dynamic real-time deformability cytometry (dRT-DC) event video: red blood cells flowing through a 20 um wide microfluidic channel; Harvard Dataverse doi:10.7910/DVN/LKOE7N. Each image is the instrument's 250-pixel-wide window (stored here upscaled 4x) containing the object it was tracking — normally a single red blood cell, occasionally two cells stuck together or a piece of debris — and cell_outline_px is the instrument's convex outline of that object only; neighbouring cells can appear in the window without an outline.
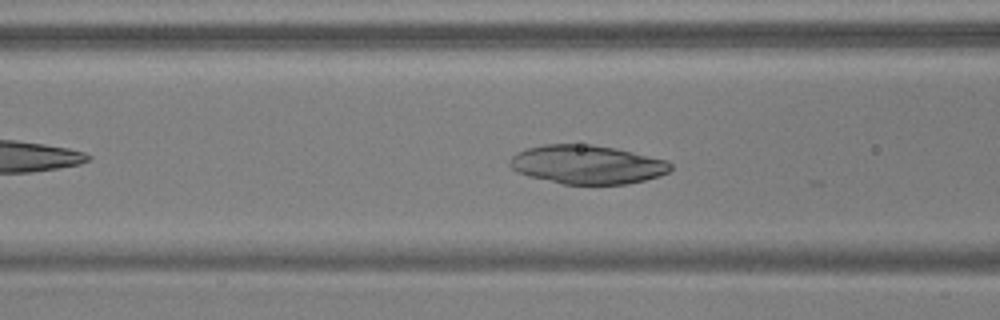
{"species": "common noctule bat (a hibernating species)", "species_latin": "Nyctalus noctula", "temperature_condition": "warm", "stored_images_in_passage": 29, "camera_frame_rate_fps": 3000, "um_per_image_px": 0.085, "animal": {"sex": "male", "body_mass_g": 17.9, "forearm_length_mm": 54.2}, "frame": {"image": 1, "passage_image": 21, "time_ms": 6.667, "image_size_px": [1000, 320], "cell_outline_px": [[672, 168], [668, 172], [660, 176], [628, 184], [564, 184], [528, 176], [516, 172], [508, 164], [508, 160], [516, 152], [528, 148], [544, 144], [592, 144], [632, 152], [668, 160], [672, 164]], "centroid_in_image_um": [49.89, 13.99], "position_along_channel_um": 116.7, "area_um2": 36.41}}
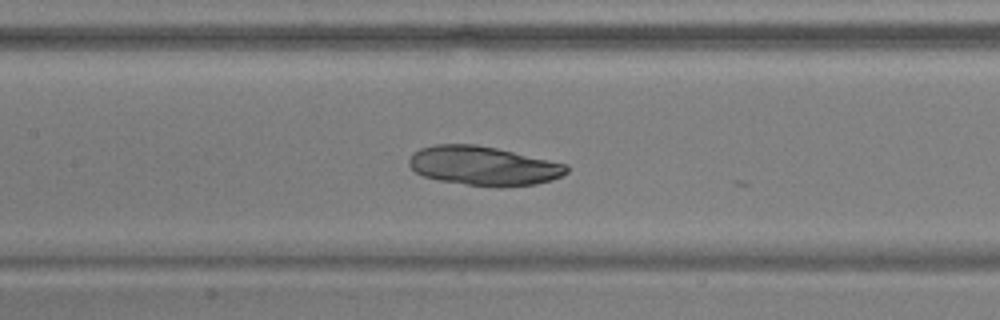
{"frame": {"image": 2, "passage_image": 25, "time_ms": 8.0, "image_size_px": [1000, 320], "cell_outline_px": [[568, 172], [552, 180], [536, 184], [468, 184], [440, 180], [424, 176], [416, 172], [408, 164], [408, 160], [412, 152], [420, 148], [436, 144], [476, 144], [496, 148], [568, 164]], "centroid_in_image_um": [41.06, 14.05], "position_along_channel_um": 166.3, "area_um2": 35.03}}
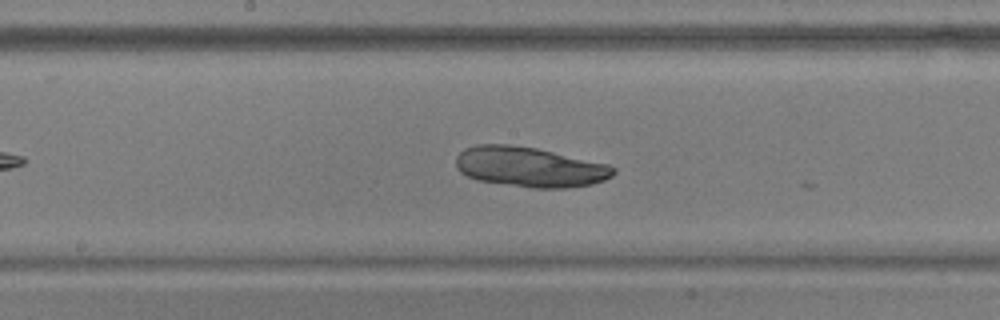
{"frame": {"image": 3, "passage_image": 28, "time_ms": 9.0, "image_size_px": [1000, 320], "cell_outline_px": [[616, 172], [612, 176], [604, 180], [592, 184], [568, 188], [532, 188], [476, 180], [460, 172], [456, 168], [456, 156], [464, 148], [476, 144], [508, 144], [536, 148], [608, 164], [616, 168]], "centroid_in_image_um": [45.01, 14.19], "position_along_channel_um": 203.2, "area_um2": 36.93}}